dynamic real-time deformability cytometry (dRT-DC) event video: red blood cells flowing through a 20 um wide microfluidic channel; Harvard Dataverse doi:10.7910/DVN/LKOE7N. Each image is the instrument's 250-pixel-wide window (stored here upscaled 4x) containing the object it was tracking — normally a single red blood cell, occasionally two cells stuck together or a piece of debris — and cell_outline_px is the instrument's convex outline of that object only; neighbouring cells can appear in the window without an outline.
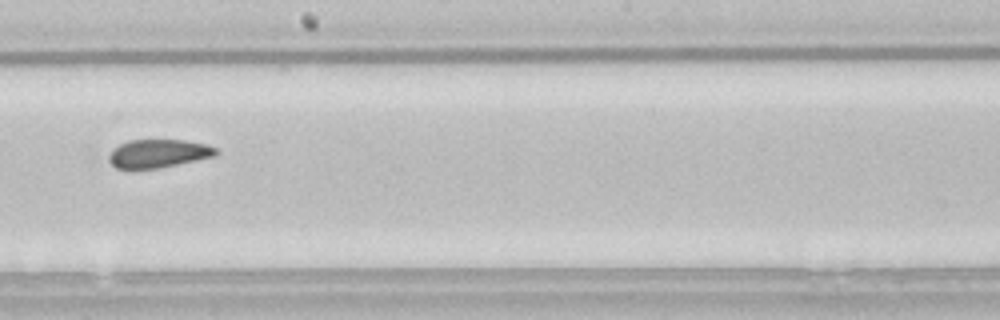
{"species": "common noctule bat (a hibernating species)", "species_latin": "Nyctalus noctula", "temperature_condition": "room temperature", "stored_images_in_passage": 51, "camera_frame_rate_fps": 3000, "um_per_image_px": 0.085, "animal": {"sex": "male", "body_mass_g": 21.5, "forearm_length_mm": 52.0}, "frame": {"image": 1, "passage_image": 35, "time_ms": 11.333, "image_size_px": [1000, 320], "cell_outline_px": [[220, 152], [216, 156], [160, 168], [116, 168], [92, 156], [88, 148], [128, 140], [184, 140], [208, 144], [216, 148]], "centroid_in_image_um": [12.93, 13.02], "position_along_channel_um": 235.3, "area_um2": 20.23}}
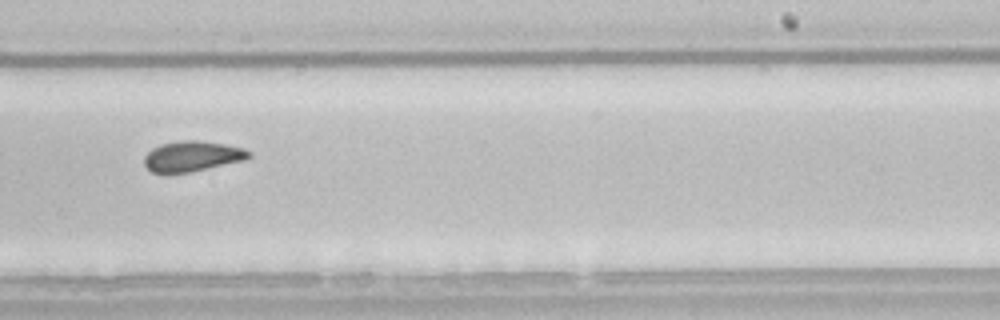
{"frame": {"image": 2, "passage_image": 38, "time_ms": 12.333, "image_size_px": [1000, 320], "cell_outline_px": [[252, 156], [244, 160], [192, 172], [168, 176], [164, 176], [152, 172], [144, 164], [144, 156], [152, 148], [160, 144], [180, 140], [196, 140], [224, 144], [244, 148], [252, 152]], "centroid_in_image_um": [16.29, 13.32], "position_along_channel_um": 272.7, "area_um2": 19.13}}
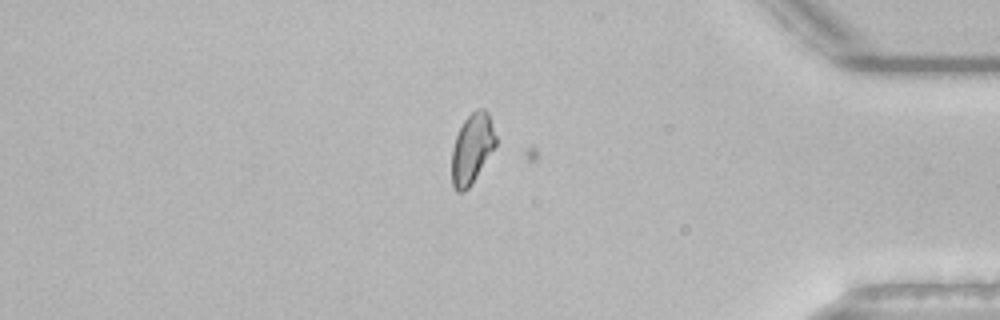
{"frame": {"image": 3, "passage_image": 50, "time_ms": 16.333, "image_size_px": [1000, 320], "cell_outline_px": [[496, 144], [472, 184], [464, 192], [456, 192], [452, 184], [452, 148], [456, 136], [464, 120], [476, 108], [484, 108], [488, 112], [496, 136]], "centroid_in_image_um": [40.11, 12.63], "position_along_channel_um": 395.1, "area_um2": 17.86}}